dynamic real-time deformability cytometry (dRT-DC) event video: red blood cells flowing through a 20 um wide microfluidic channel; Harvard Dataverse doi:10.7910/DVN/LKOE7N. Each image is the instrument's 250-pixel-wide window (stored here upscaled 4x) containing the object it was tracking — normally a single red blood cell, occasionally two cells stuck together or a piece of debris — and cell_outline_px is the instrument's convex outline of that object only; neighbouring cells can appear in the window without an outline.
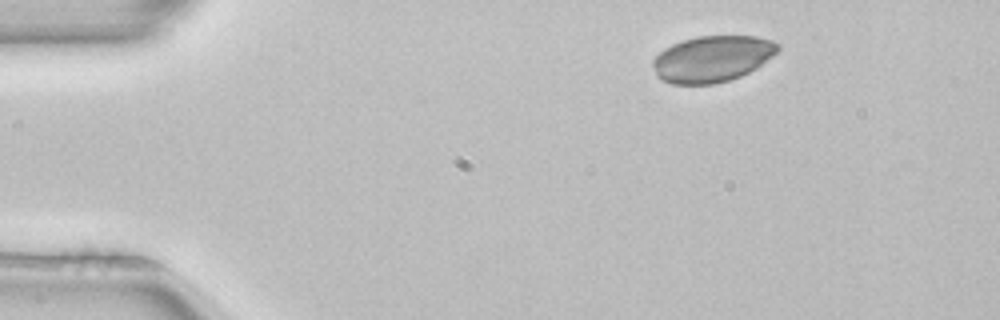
{"species": "common noctule bat (a hibernating species)", "species_latin": "Nyctalus noctula", "temperature_condition": "room temperature", "stored_images_in_passage": 3, "segment_of_instrument_passage": [1, 2], "camera_frame_rate_fps": 3000, "um_per_image_px": 0.085, "animal": {"sex": "female", "body_mass_g": 22.7, "forearm_length_mm": 54.2}, "frame": {"image": 1, "passage_image": 1, "time_ms": 0.0, "image_size_px": [1000, 320], "cell_outline_px": [[780, 48], [772, 56], [756, 68], [740, 76], [728, 80], [712, 84], [672, 84], [660, 80], [656, 76], [652, 64], [652, 60], [664, 48], [672, 44], [696, 36], [756, 36], [772, 40], [780, 44]], "centroid_in_image_um": [60.52, 5.0], "position_along_channel_um": 24.5, "area_um2": 33.7}}